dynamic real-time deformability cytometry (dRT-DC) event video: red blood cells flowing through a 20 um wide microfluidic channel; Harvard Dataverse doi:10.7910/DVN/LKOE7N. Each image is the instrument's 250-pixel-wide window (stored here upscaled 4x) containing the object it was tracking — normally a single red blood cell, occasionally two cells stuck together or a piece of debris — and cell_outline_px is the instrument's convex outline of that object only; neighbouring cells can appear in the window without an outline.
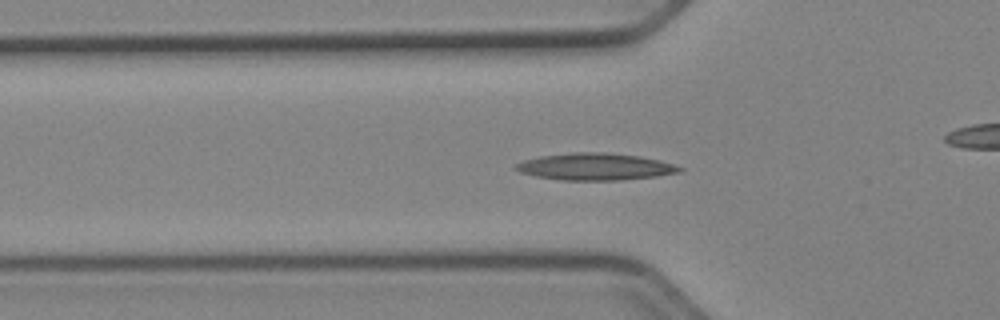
{"species": "Egyptian fruit bat (a non-hibernating species)", "species_latin": "Rousettus aegyptiacus", "temperature_condition": "cold", "stored_images_in_passage": 53, "camera_frame_rate_fps": 3000, "um_per_image_px": 0.085, "animal": {"sex": "female"}, "frame": {"image": 1, "passage_image": 18, "time_ms": 5.667, "image_size_px": [1000, 320], "cell_outline_px": [[684, 168], [680, 172], [656, 176], [616, 180], [560, 180], [536, 176], [520, 172], [512, 168], [516, 164], [524, 160], [540, 156], [572, 152], [604, 152], [640, 156], [660, 160]], "centroid_in_image_um": [50.57, 14.16], "position_along_channel_um": 75.2, "area_um2": 25.66}}
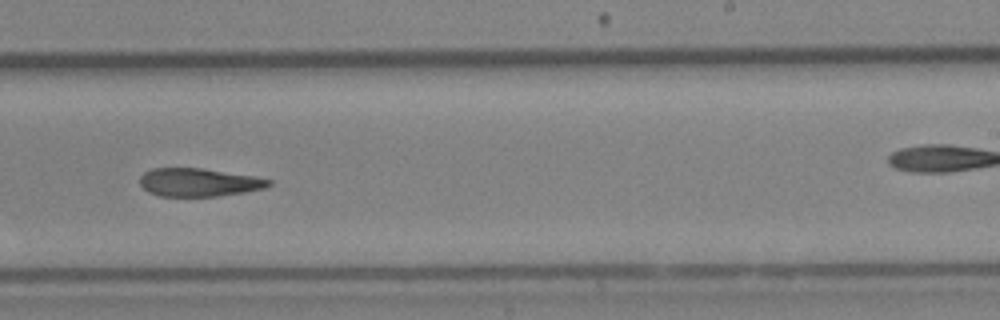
{"frame": {"image": 2, "passage_image": 33, "time_ms": 10.667, "image_size_px": [1000, 320], "cell_outline_px": [[272, 184], [264, 188], [244, 192], [216, 196], [160, 196], [148, 192], [140, 184], [140, 176], [144, 172], [152, 168], [200, 168], [256, 176], [272, 180]], "centroid_in_image_um": [16.9, 15.49], "position_along_channel_um": 272.1, "area_um2": 21.15}}
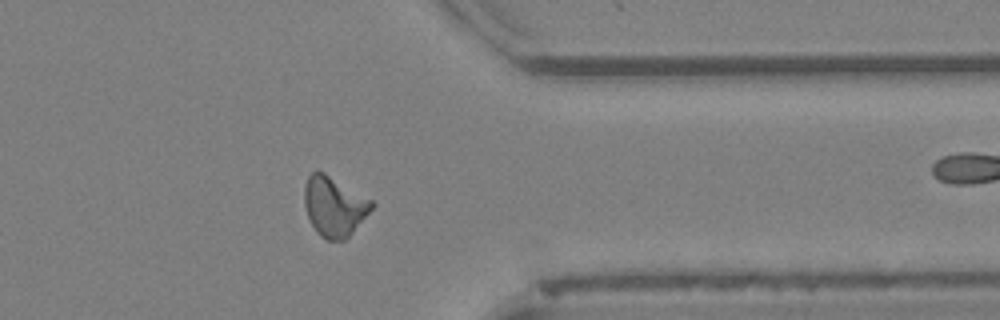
{"frame": {"image": 3, "passage_image": 42, "time_ms": 13.667, "image_size_px": [1000, 320], "cell_outline_px": [[376, 204], [352, 232], [344, 240], [328, 240], [320, 236], [316, 232], [308, 216], [304, 204], [304, 184], [308, 176], [312, 172], [324, 172], [372, 200]], "centroid_in_image_um": [28.39, 17.53], "position_along_channel_um": 383.0, "area_um2": 23.24}, "authors_computed_cell_mechanics": {"area_um2": 22.4264, "velocity_mm_per_s": 3.9472, "shape_relaxation_time_tau1_ms": null, "shape_relaxation_time_tau2_ms": 6.5689, "deformation_change_tau1": null, "deformation_change_tau2": 0.1664}}